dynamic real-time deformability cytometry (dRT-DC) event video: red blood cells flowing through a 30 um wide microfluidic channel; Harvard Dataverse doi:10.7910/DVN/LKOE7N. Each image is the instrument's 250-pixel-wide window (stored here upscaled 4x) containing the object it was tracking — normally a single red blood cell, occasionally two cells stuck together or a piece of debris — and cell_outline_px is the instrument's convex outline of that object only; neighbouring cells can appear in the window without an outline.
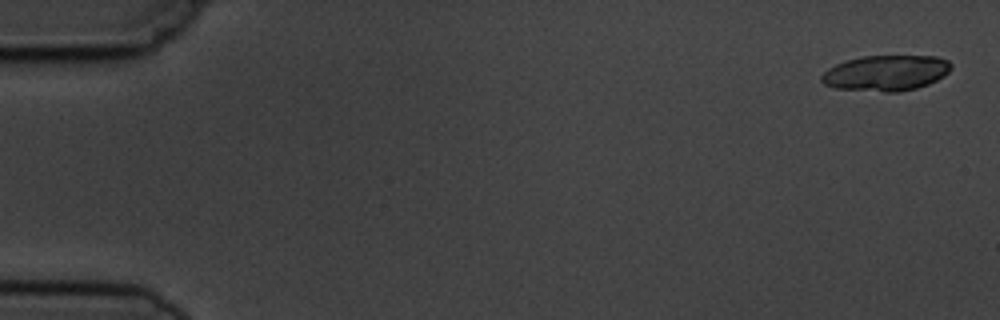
{"species": "common noctule bat (a hibernating species)", "species_latin": "Nyctalus noctula", "temperature_condition": "cold", "stored_images_in_passage": 3, "camera_frame_rate_fps": 3000, "um_per_image_px": 0.085, "animal": {"sex": "male", "body_mass_g": 19.5, "forearm_length_mm": 54.6}, "frame": {"image": 1, "passage_image": 1, "time_ms": 0.0, "image_size_px": [1000, 320], "cell_outline_px": [[952, 68], [944, 76], [928, 84], [916, 88], [900, 92], [884, 92], [832, 88], [824, 84], [820, 80], [820, 76], [828, 68], [836, 64], [848, 60], [864, 56], [936, 56], [948, 60], [952, 64]], "centroid_in_image_um": [75.3, 6.21], "position_along_channel_um": 9.7, "area_um2": 27.05}}